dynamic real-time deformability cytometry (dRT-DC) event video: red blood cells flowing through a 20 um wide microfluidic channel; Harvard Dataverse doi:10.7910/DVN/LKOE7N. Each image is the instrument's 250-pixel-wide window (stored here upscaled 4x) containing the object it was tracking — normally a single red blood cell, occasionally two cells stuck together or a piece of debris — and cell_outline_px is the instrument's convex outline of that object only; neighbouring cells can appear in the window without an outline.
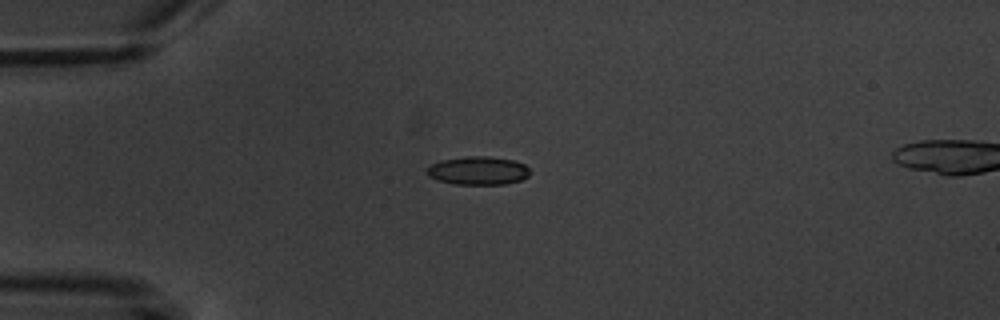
{"species": "common noctule bat (a hibernating species)", "species_latin": "Nyctalus noctula", "temperature_condition": "warm", "stored_images_in_passage": 2, "segment_of_instrument_passage": [1, 2], "camera_frame_rate_fps": 3000, "um_per_image_px": 0.085, "animal": {"sex": "male", "body_mass_g": 20.1, "forearm_length_mm": 53.5}, "frame": {"image": 1, "passage_image": 1, "time_ms": 0.0, "image_size_px": [1000, 320], "cell_outline_px": [[532, 172], [528, 176], [520, 180], [504, 184], [456, 184], [436, 180], [428, 176], [424, 172], [424, 168], [440, 160], [468, 156], [488, 156], [512, 160], [524, 164]], "centroid_in_image_um": [40.59, 14.5], "position_along_channel_um": 44.4, "area_um2": 17.17}}